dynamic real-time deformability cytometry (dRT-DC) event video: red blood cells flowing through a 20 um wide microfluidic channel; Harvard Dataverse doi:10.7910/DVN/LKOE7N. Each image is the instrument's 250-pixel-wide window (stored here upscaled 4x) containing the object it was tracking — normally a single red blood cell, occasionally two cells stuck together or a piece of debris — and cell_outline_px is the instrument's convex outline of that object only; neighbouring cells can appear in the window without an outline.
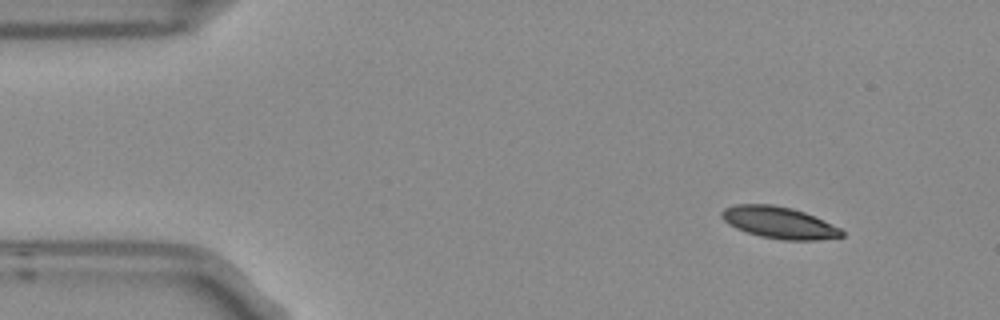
{"species": "Egyptian fruit bat (a non-hibernating species)", "species_latin": "Rousettus aegyptiacus", "temperature_condition": "room temperature", "stored_images_in_passage": 5, "camera_frame_rate_fps": 3000, "um_per_image_px": 0.085, "frame": {"image": 1, "passage_image": 1, "time_ms": 0.0, "image_size_px": [1000, 320], "cell_outline_px": [[844, 236], [816, 240], [784, 240], [760, 236], [736, 228], [728, 224], [720, 216], [720, 212], [724, 208], [736, 204], [772, 204], [792, 208], [804, 212], [840, 228], [844, 232]], "centroid_in_image_um": [66.19, 18.91], "position_along_channel_um": 18.8, "area_um2": 22.08}}
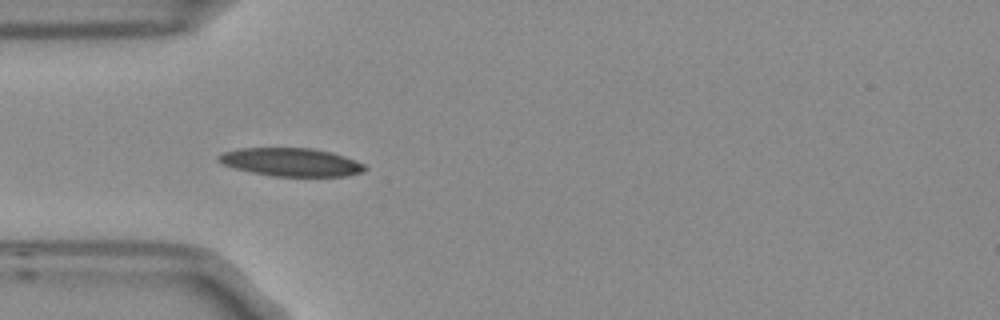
{"frame": {"image": 2, "passage_image": 4, "time_ms": 1.0, "image_size_px": [1000, 320], "cell_outline_px": [[368, 168], [364, 172], [344, 176], [272, 176], [252, 172], [220, 164], [216, 160], [216, 156], [224, 152], [240, 148], [312, 148], [332, 152], [356, 160], [364, 164]], "centroid_in_image_um": [24.74, 13.78], "position_along_channel_um": 60.3, "area_um2": 24.16}}